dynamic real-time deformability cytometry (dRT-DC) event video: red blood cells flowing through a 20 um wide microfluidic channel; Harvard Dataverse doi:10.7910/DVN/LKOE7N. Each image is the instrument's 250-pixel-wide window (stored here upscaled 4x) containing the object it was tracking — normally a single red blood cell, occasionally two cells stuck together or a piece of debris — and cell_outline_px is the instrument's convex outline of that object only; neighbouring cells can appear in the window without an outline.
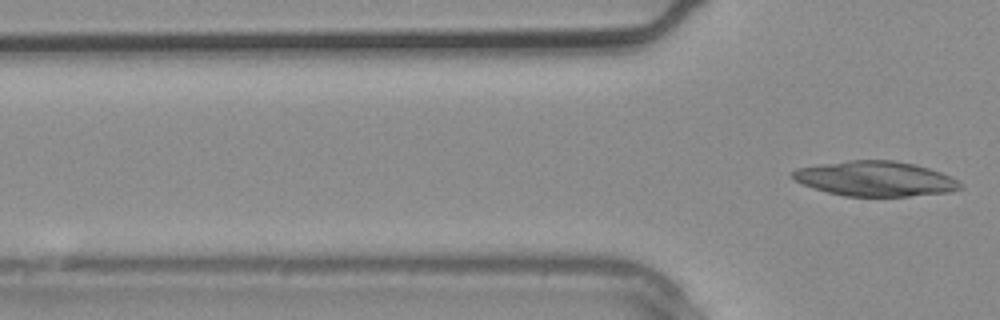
{"species": "common noctule bat (a hibernating species)", "species_latin": "Nyctalus noctula", "temperature_condition": "warm", "stored_images_in_passage": 4, "segment_of_instrument_passage": [2, 2], "camera_frame_rate_fps": 3000, "um_per_image_px": 0.085, "animal": {"sex": "male", "body_mass_g": 20.4}, "frame": {"image": 1, "passage_image": 4, "time_ms": 1.0, "image_size_px": [1000, 320], "cell_outline_px": [[964, 188], [952, 192], [908, 196], [844, 196], [828, 192], [804, 184], [796, 180], [792, 176], [792, 172], [796, 168], [820, 164], [848, 160], [892, 160], [916, 164], [952, 176]], "centroid_in_image_um": [74.44, 15.19], "position_along_channel_um": 51.4, "area_um2": 34.04}}